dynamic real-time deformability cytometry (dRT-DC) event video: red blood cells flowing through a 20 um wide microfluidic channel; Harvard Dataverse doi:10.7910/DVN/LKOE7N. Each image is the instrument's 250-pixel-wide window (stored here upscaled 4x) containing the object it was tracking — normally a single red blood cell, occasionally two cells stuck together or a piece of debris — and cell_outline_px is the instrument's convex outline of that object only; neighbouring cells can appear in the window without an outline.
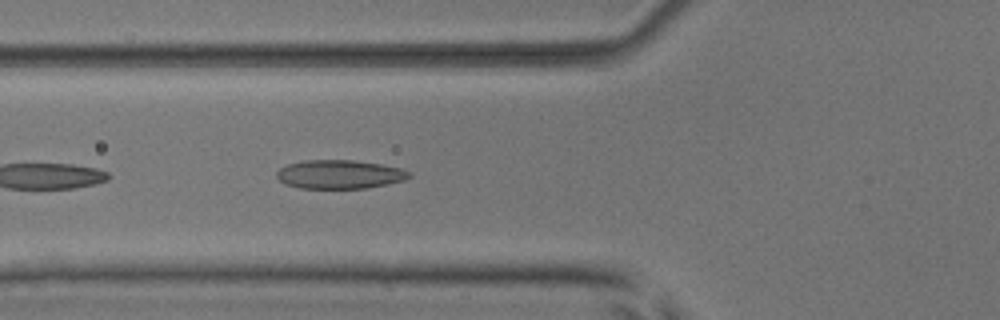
{"species": "common noctule bat (a hibernating species)", "species_latin": "Nyctalus noctula", "temperature_condition": "room temperature", "stored_images_in_passage": 13, "camera_frame_rate_fps": 3000, "um_per_image_px": 0.085, "animal": {"sex": "male", "body_mass_g": 17.9, "forearm_length_mm": 54.2}, "frame": {"image": 1, "passage_image": 4, "time_ms": 1.0, "image_size_px": [1000, 320], "cell_outline_px": [[412, 176], [404, 180], [388, 184], [368, 188], [300, 188], [284, 184], [276, 176], [276, 172], [280, 168], [288, 164], [304, 160], [352, 160], [380, 164], [400, 168], [412, 172]], "centroid_in_image_um": [28.87, 14.82], "position_along_channel_um": 96.9, "area_um2": 22.25}}
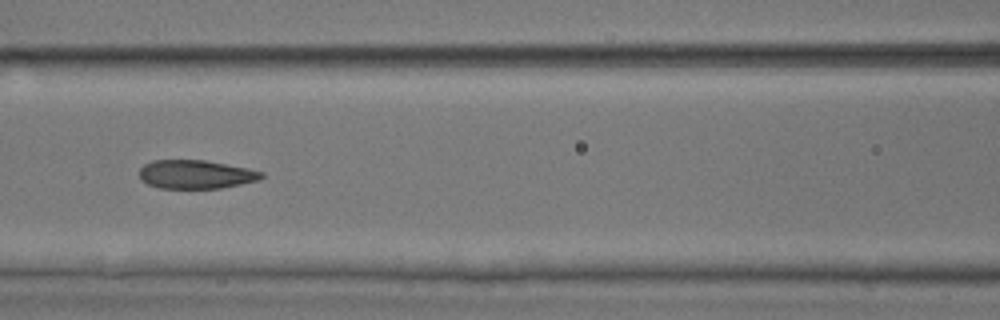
{"frame": {"image": 2, "passage_image": 8, "time_ms": 2.333, "image_size_px": [1000, 320], "cell_outline_px": [[264, 176], [260, 180], [220, 188], [160, 188], [148, 184], [140, 180], [140, 168], [144, 164], [152, 160], [204, 160], [248, 168], [264, 172]], "centroid_in_image_um": [16.64, 14.82], "position_along_channel_um": 150.0, "area_um2": 20.4}}